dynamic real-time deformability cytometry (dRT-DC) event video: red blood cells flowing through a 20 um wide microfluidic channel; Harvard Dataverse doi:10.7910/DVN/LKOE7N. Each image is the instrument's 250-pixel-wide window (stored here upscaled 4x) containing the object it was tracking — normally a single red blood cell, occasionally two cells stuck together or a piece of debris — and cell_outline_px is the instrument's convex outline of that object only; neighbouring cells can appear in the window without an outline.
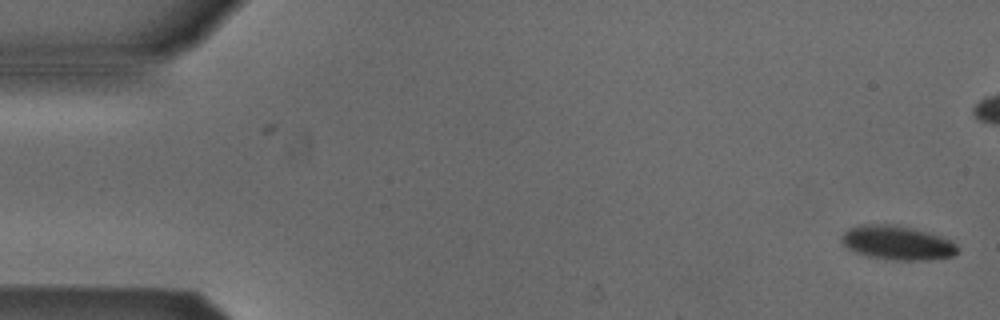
{"species": "Egyptian fruit bat (a non-hibernating species)", "species_latin": "Rousettus aegyptiacus", "temperature_condition": "cold", "stored_images_in_passage": 54, "camera_frame_rate_fps": 3000, "um_per_image_px": 0.085, "animal": {"sex": "male"}, "frame": {"image": 1, "passage_image": 1, "time_ms": 0.0, "image_size_px": [1000, 320], "cell_outline_px": [[960, 248], [952, 256], [928, 260], [896, 260], [868, 256], [856, 252], [848, 248], [840, 240], [844, 232], [848, 228], [860, 224], [896, 224], [928, 232], [952, 240]], "centroid_in_image_um": [76.27, 20.62], "position_along_channel_um": 8.7, "area_um2": 23.12}}
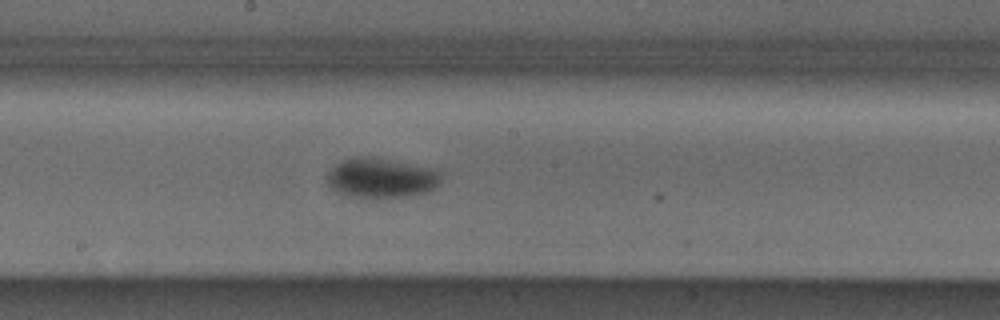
{"frame": {"image": 2, "passage_image": 28, "time_ms": 9.0, "image_size_px": [1000, 320], "cell_outline_px": [[440, 184], [436, 188], [428, 192], [408, 196], [348, 196], [332, 188], [328, 184], [328, 172], [336, 164], [352, 156], [372, 156], [428, 168], [440, 172]], "centroid_in_image_um": [32.4, 15.11], "position_along_channel_um": 215.8, "area_um2": 25.89}}
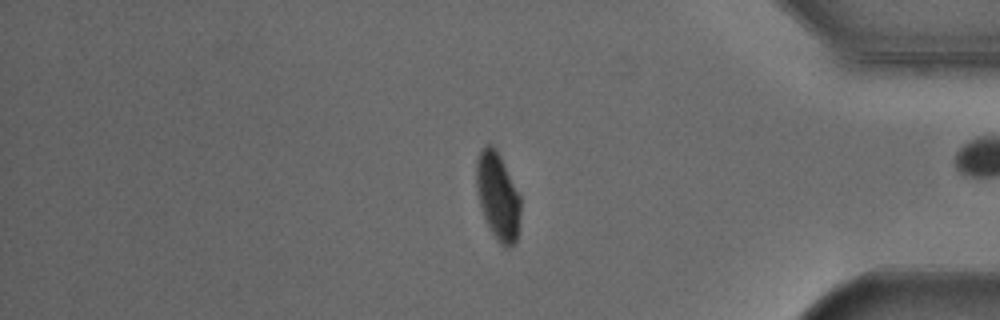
{"frame": {"image": 3, "passage_image": 44, "time_ms": 14.333, "image_size_px": [1000, 320], "cell_outline_px": [[520, 212], [516, 240], [508, 248], [500, 244], [496, 240], [484, 216], [480, 204], [476, 188], [476, 160], [480, 152], [488, 144], [492, 144], [496, 148], [520, 196]], "centroid_in_image_um": [42.3, 16.67], "position_along_channel_um": 392.9, "area_um2": 22.08}, "authors_computed_cell_mechanics": {"area_um2": 23.8425, "velocity_mm_per_s": 3.8461, "shape_relaxation_time_tau1_ms": 4.0119, "shape_relaxation_time_tau2_ms": null, "deformation_change_tau1": 0.0841, "deformation_change_tau2": null}}